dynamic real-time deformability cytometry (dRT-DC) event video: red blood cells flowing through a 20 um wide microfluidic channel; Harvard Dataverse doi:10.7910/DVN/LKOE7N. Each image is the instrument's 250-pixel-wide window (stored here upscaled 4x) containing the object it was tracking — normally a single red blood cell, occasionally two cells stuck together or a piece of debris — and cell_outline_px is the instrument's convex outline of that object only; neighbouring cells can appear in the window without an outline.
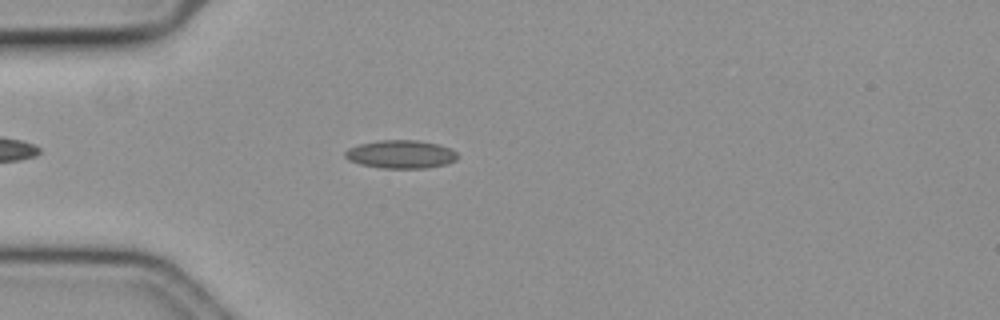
{"species": "common noctule bat (a hibernating species)", "species_latin": "Nyctalus noctula", "temperature_condition": "cold", "stored_images_in_passage": 45, "camera_frame_rate_fps": 3000, "um_per_image_px": 0.085, "animal": {"sex": "female", "body_mass_g": 19.3, "forearm_length_mm": 54.1}, "frame": {"image": 1, "passage_image": 8, "time_ms": 2.333, "image_size_px": [1000, 320], "cell_outline_px": [[456, 160], [444, 164], [424, 168], [380, 168], [360, 164], [348, 160], [344, 156], [344, 152], [348, 148], [360, 144], [376, 140], [420, 140], [440, 144], [456, 152]], "centroid_in_image_um": [34.02, 13.1], "position_along_channel_um": 51.0, "area_um2": 18.5}}
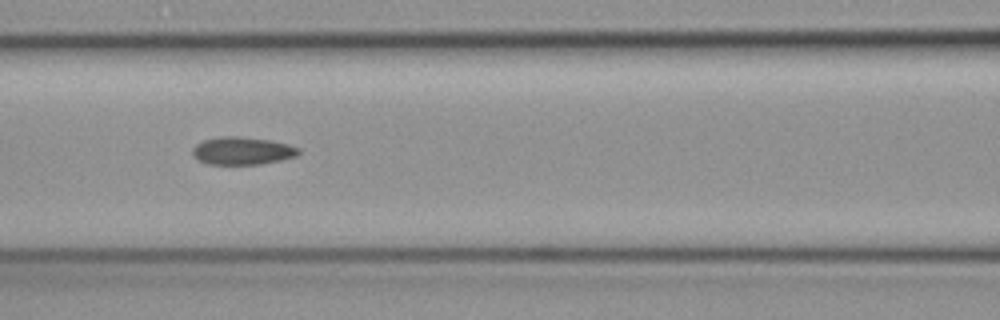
{"frame": {"image": 2, "passage_image": 17, "time_ms": 5.333, "image_size_px": [1000, 320], "cell_outline_px": [[300, 152], [296, 156], [280, 160], [260, 164], [208, 164], [192, 156], [192, 148], [196, 144], [204, 140], [220, 136], [240, 136], [268, 140], [288, 144], [300, 148]], "centroid_in_image_um": [20.58, 12.81], "position_along_channel_um": 146.0, "area_um2": 17.11}}
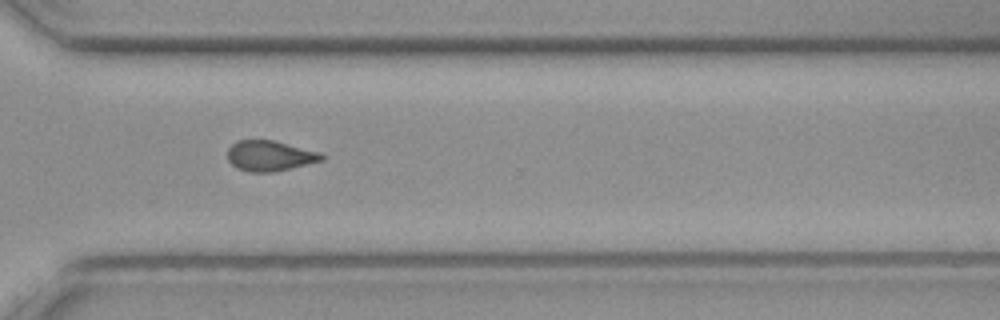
{"frame": {"image": 3, "passage_image": 34, "time_ms": 11.0, "image_size_px": [1000, 320], "cell_outline_px": [[324, 160], [272, 172], [248, 172], [236, 168], [228, 160], [228, 148], [236, 140], [272, 140], [320, 152], [324, 156]], "centroid_in_image_um": [22.9, 13.24], "position_along_channel_um": 347.7, "area_um2": 16.59}, "authors_computed_cell_mechanics": {"area_um2": 17.1088, "velocity_mm_per_s": 3.5587, "shape_relaxation_time_tau1_ms": null, "shape_relaxation_time_tau2_ms": 5.9072, "deformation_change_tau1": null, "deformation_change_tau2": 0.1201}}